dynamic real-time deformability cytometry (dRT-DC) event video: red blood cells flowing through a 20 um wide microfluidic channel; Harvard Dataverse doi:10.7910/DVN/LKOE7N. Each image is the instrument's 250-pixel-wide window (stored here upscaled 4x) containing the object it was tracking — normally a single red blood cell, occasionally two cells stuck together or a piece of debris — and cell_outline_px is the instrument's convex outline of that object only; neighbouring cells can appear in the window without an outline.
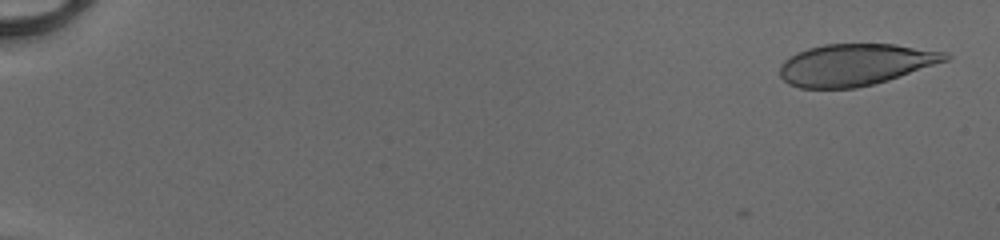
{"species": "human", "species_latin": "Homo sapiens", "temperature_condition": "cold", "stored_images_in_passage": 51, "camera_frame_rate_fps": 3000, "um_per_image_px": 0.085, "donor": {"sex": "male"}, "frame": {"image": 1, "passage_image": 2, "time_ms": 0.333, "image_size_px": [1000, 240], "cell_outline_px": [[952, 56], [948, 60], [888, 80], [856, 88], [800, 88], [788, 84], [780, 76], [780, 64], [788, 56], [796, 52], [808, 48], [824, 44], [892, 44], [948, 52]], "centroid_in_image_um": [72.67, 5.49], "position_along_channel_um": 12.3, "area_um2": 40.29}}
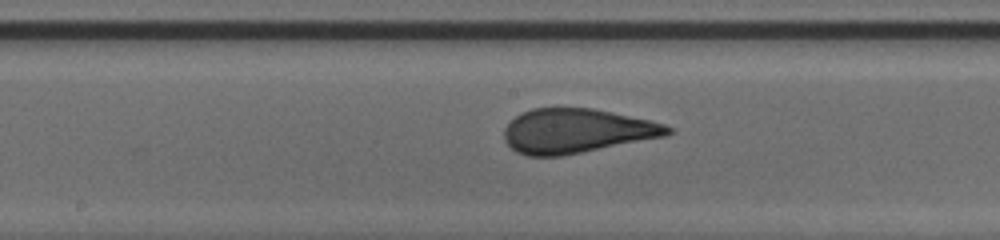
{"frame": {"image": 2, "passage_image": 29, "time_ms": 9.333, "image_size_px": [1000, 240], "cell_outline_px": [[672, 132], [668, 136], [560, 156], [528, 156], [516, 152], [504, 140], [504, 128], [520, 112], [532, 108], [592, 108], [648, 120], [664, 124], [672, 128]], "centroid_in_image_um": [48.99, 11.13], "position_along_channel_um": 199.2, "area_um2": 42.14}}
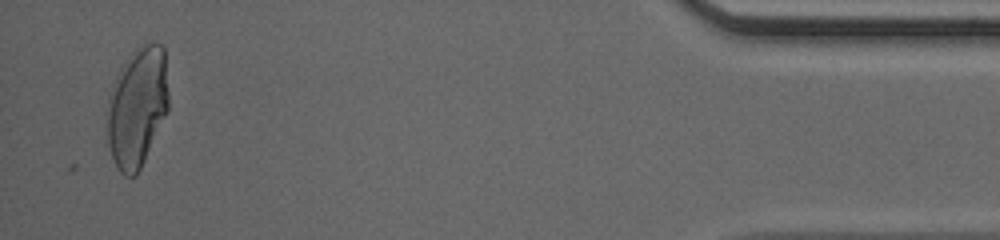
{"frame": {"image": 3, "passage_image": 50, "time_ms": 16.333, "image_size_px": [1000, 240], "cell_outline_px": [[168, 112], [136, 176], [124, 176], [120, 172], [112, 156], [108, 144], [104, 112], [108, 96], [112, 84], [120, 68], [132, 52], [136, 48], [144, 44], [160, 44], [164, 48], [168, 92]], "centroid_in_image_um": [11.63, 9.11], "position_along_channel_um": 423.6, "area_um2": 43.35}, "authors_computed_cell_mechanics": {"area_um2": 41.9628, "velocity_mm_per_s": 4.133, "shape_relaxation_time_tau1_ms": 5.6482, "shape_relaxation_time_tau2_ms": null, "deformation_change_tau1": 0.2054, "deformation_change_tau2": null}}